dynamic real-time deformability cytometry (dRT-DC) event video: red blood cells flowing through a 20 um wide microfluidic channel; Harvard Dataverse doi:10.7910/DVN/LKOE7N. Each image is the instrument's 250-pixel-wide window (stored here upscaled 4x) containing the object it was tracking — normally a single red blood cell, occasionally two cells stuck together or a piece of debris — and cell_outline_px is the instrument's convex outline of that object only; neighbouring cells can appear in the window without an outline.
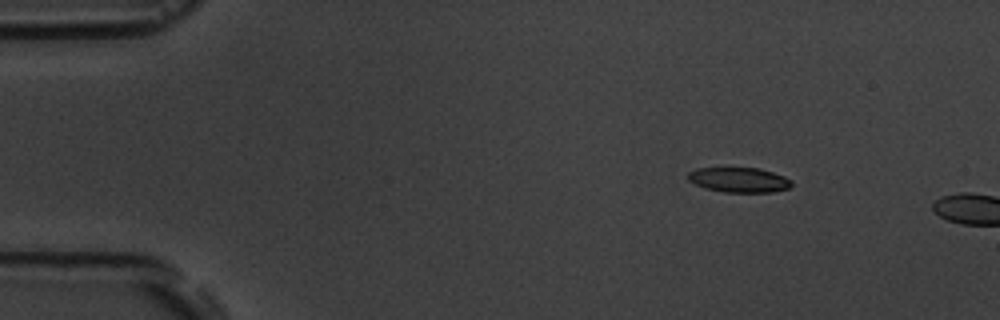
{"species": "common noctule bat (a hibernating species)", "species_latin": "Nyctalus noctula", "temperature_condition": "room temperature", "stored_images_in_passage": 3, "camera_frame_rate_fps": 3000, "um_per_image_px": 0.085, "animal": {"sex": "male", "body_mass_g": 19.5, "forearm_length_mm": 54.6}, "frame": {"image": 1, "passage_image": 2, "time_ms": 2.0, "image_size_px": [1000, 320], "cell_outline_px": [[792, 184], [788, 188], [772, 192], [724, 192], [704, 188], [688, 180], [688, 172], [696, 168], [760, 168], [784, 176], [792, 180]], "centroid_in_image_um": [62.81, 15.29], "position_along_channel_um": 22.2, "area_um2": 15.03}}